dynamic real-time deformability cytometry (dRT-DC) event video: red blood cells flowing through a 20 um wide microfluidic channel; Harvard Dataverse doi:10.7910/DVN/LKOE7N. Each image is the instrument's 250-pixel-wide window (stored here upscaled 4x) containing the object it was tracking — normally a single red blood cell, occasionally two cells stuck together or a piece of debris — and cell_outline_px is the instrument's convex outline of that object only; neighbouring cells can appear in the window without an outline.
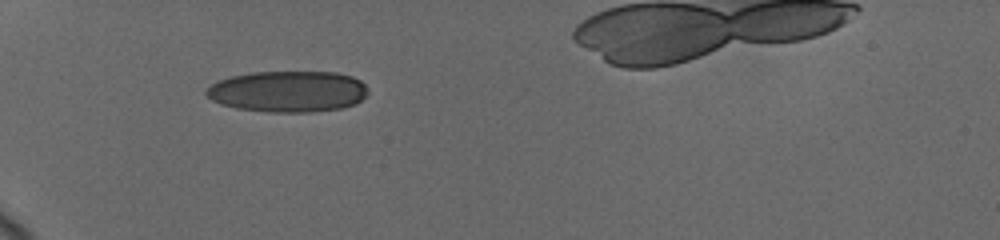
{"species": "human", "species_latin": "Homo sapiens", "temperature_condition": "cold", "stored_images_in_passage": 40, "camera_frame_rate_fps": 3000, "um_per_image_px": 0.085, "donor": {"sex": "female"}, "frame": {"image": 1, "passage_image": 1, "time_ms": 0.0, "image_size_px": [1000, 240], "cell_outline_px": [[368, 92], [356, 104], [340, 108], [312, 112], [268, 112], [236, 108], [220, 104], [212, 100], [204, 92], [212, 84], [220, 80], [232, 76], [252, 72], [336, 72], [352, 76], [360, 80], [368, 88]], "centroid_in_image_um": [24.49, 7.77], "position_along_channel_um": 60.5, "area_um2": 38.84}}
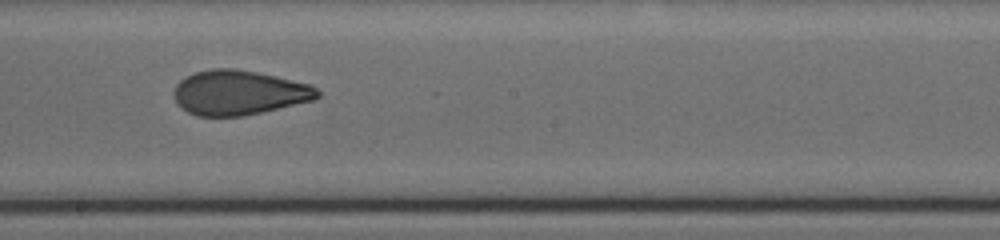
{"frame": {"image": 2, "passage_image": 18, "time_ms": 5.0, "image_size_px": [1000, 240], "cell_outline_px": [[320, 96], [316, 100], [260, 112], [240, 116], [196, 116], [188, 112], [176, 100], [172, 92], [176, 84], [180, 80], [196, 72], [212, 68], [232, 68], [256, 72], [276, 76], [312, 84], [320, 92]], "centroid_in_image_um": [20.34, 7.87], "position_along_channel_um": 227.9, "area_um2": 37.28}}
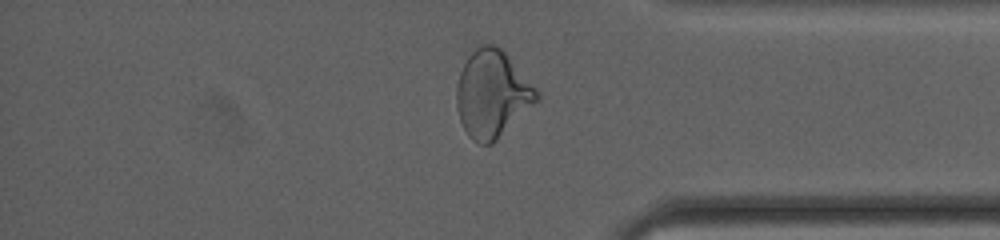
{"frame": {"image": 3, "passage_image": 32, "time_ms": 9.667, "image_size_px": [1000, 240], "cell_outline_px": [[540, 100], [492, 144], [480, 144], [472, 140], [468, 136], [460, 120], [456, 108], [456, 88], [460, 72], [468, 56], [476, 44], [496, 44], [508, 56], [540, 92]], "centroid_in_image_um": [41.84, 7.98], "position_along_channel_um": 393.4, "area_um2": 40.98}}